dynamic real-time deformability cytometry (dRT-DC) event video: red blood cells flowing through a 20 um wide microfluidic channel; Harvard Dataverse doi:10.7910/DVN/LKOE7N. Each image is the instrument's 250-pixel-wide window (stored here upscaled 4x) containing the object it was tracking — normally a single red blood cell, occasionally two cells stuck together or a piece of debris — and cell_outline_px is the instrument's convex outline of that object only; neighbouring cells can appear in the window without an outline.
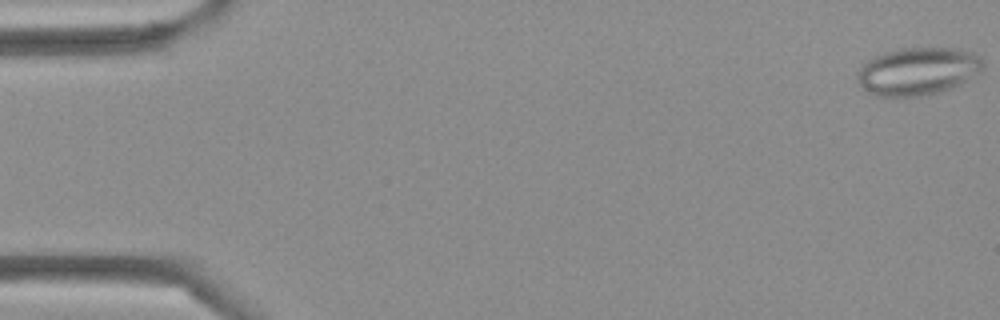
{"species": "Egyptian fruit bat (a non-hibernating species)", "species_latin": "Rousettus aegyptiacus", "temperature_condition": "cold", "stored_images_in_passage": 4, "camera_frame_rate_fps": 3000, "um_per_image_px": 0.085, "frame": {"image": 1, "passage_image": 4, "time_ms": 1.0, "image_size_px": [1000, 320], "cell_outline_px": [[984, 68], [980, 72], [960, 84], [952, 88], [940, 92], [916, 96], [876, 96], [868, 92], [856, 80], [856, 72], [868, 60], [884, 52], [900, 48], [952, 48], [972, 52], [980, 56], [984, 60]], "centroid_in_image_um": [78.03, 6.05], "position_along_channel_um": 7.0, "area_um2": 34.97}}